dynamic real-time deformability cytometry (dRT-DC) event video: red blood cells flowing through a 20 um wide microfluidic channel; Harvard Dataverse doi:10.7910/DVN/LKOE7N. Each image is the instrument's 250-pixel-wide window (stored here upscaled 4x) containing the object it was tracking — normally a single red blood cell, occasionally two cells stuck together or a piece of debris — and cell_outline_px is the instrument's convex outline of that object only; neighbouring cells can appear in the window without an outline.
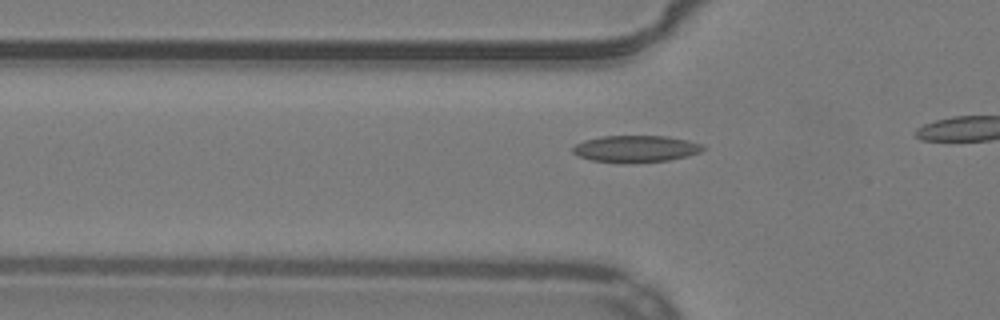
{"species": "common noctule bat (a hibernating species)", "species_latin": "Nyctalus noctula", "temperature_condition": "warm", "stored_images_in_passage": 11, "camera_frame_rate_fps": 3000, "um_per_image_px": 0.085, "animal": {"sex": "male", "body_mass_g": 19.2, "forearm_length_mm": 51.8}, "frame": {"image": 1, "passage_image": 8, "time_ms": 2.333, "image_size_px": [1000, 320], "cell_outline_px": [[704, 148], [700, 152], [688, 156], [668, 160], [628, 164], [592, 160], [576, 156], [572, 152], [572, 148], [576, 144], [584, 140], [600, 136], [668, 136], [688, 140], [704, 144]], "centroid_in_image_um": [54.03, 12.65], "position_along_channel_um": 71.8, "area_um2": 20.63}}